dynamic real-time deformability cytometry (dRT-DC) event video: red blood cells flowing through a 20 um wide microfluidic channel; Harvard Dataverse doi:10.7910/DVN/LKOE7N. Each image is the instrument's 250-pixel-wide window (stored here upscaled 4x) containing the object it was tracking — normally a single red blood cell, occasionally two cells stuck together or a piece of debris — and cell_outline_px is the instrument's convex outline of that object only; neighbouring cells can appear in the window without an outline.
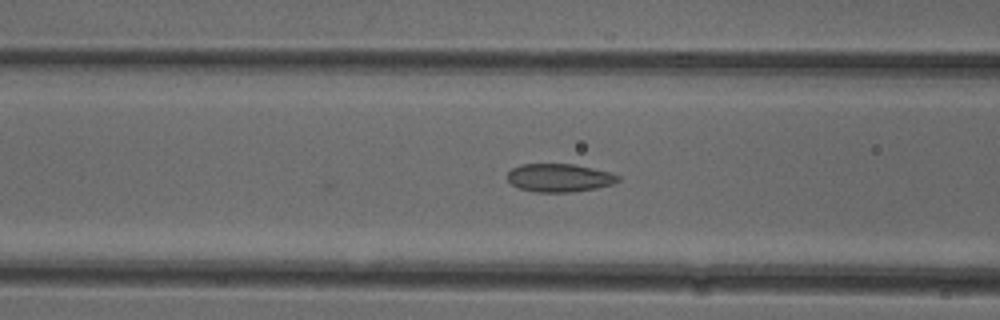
{"species": "common noctule bat (a hibernating species)", "species_latin": "Nyctalus noctula", "temperature_condition": "cold", "stored_images_in_passage": 35, "camera_frame_rate_fps": 3000, "um_per_image_px": 0.085, "animal": {"sex": "female"}, "frame": {"image": 1, "passage_image": 12, "time_ms": 3.667, "image_size_px": [1000, 320], "cell_outline_px": [[620, 180], [612, 184], [596, 188], [568, 192], [536, 192], [520, 188], [512, 184], [508, 180], [508, 172], [512, 168], [520, 164], [576, 164], [612, 172], [620, 176]], "centroid_in_image_um": [47.57, 15.1], "position_along_channel_um": 119.0, "area_um2": 18.21}}
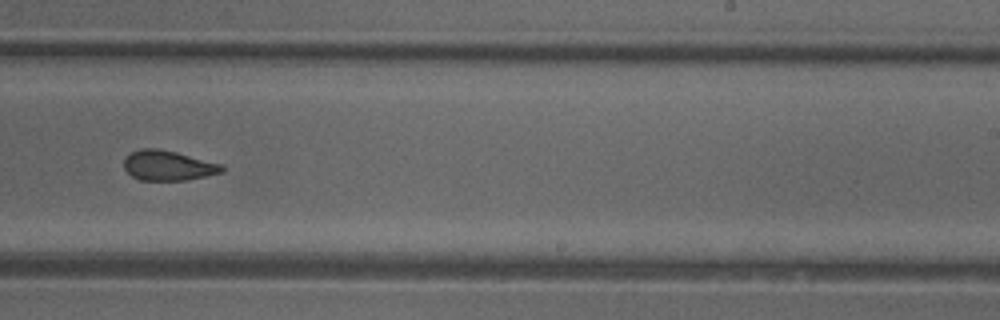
{"frame": {"image": 2, "passage_image": 24, "time_ms": 7.667, "image_size_px": [1000, 320], "cell_outline_px": [[224, 172], [188, 180], [140, 180], [132, 176], [124, 168], [124, 160], [132, 152], [140, 148], [156, 148], [176, 152], [224, 164]], "centroid_in_image_um": [14.33, 14.07], "position_along_channel_um": 274.7, "area_um2": 17.17}}
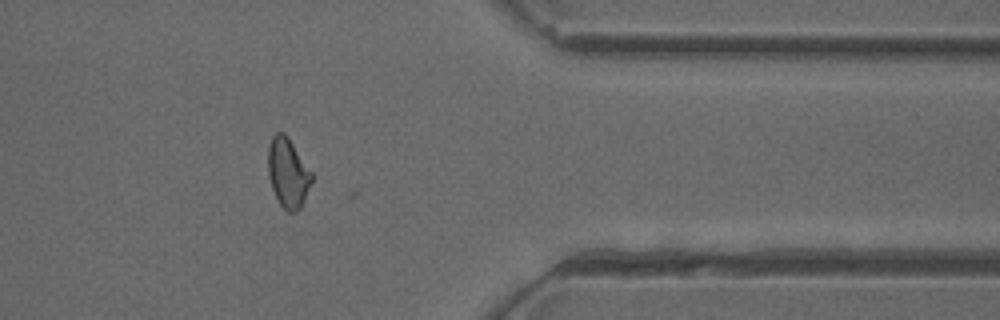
{"frame": {"image": 3, "passage_image": 34, "time_ms": 11.0, "image_size_px": [1000, 320], "cell_outline_px": [[312, 180], [304, 200], [300, 208], [296, 212], [288, 212], [280, 204], [272, 188], [268, 172], [268, 148], [272, 136], [276, 132], [284, 132], [312, 172]], "centroid_in_image_um": [24.47, 14.69], "position_along_channel_um": 386.9, "area_um2": 17.4}, "authors_computed_cell_mechanics": {"area_um2": 17.6868, "velocity_mm_per_s": 3.8791, "shape_relaxation_time_tau1_ms": 3.6335, "shape_relaxation_time_tau2_ms": 3.1379, "deformation_change_tau1": 0.0799, "deformation_change_tau2": 0.0777}}